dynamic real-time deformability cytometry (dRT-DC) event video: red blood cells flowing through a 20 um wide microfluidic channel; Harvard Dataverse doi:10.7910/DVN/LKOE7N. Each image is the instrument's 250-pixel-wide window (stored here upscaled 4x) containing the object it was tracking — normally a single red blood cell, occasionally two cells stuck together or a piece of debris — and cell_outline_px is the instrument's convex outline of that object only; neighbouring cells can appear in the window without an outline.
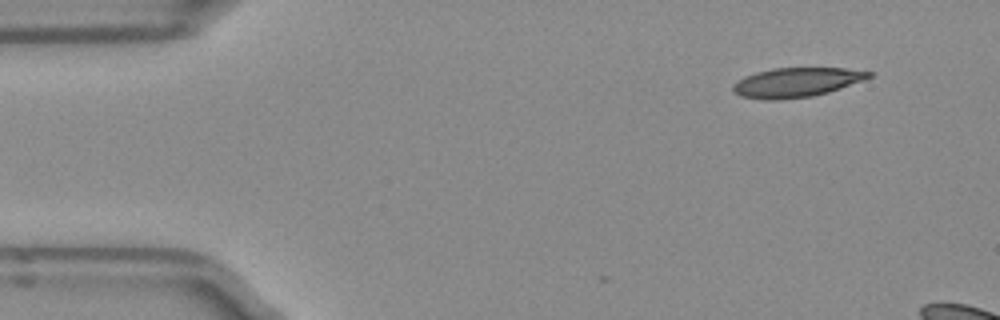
{"species": "Egyptian fruit bat (a non-hibernating species)", "species_latin": "Rousettus aegyptiacus", "temperature_condition": "room temperature", "stored_images_in_passage": 7, "camera_frame_rate_fps": 3000, "um_per_image_px": 0.085, "frame": {"image": 1, "passage_image": 1, "time_ms": 0.0, "image_size_px": [1000, 320], "cell_outline_px": [[872, 76], [864, 80], [828, 92], [812, 96], [776, 100], [764, 100], [740, 96], [732, 88], [744, 76], [756, 72], [772, 68], [844, 68], [872, 72]], "centroid_in_image_um": [67.71, 7.0], "position_along_channel_um": 17.3, "area_um2": 23.06}}